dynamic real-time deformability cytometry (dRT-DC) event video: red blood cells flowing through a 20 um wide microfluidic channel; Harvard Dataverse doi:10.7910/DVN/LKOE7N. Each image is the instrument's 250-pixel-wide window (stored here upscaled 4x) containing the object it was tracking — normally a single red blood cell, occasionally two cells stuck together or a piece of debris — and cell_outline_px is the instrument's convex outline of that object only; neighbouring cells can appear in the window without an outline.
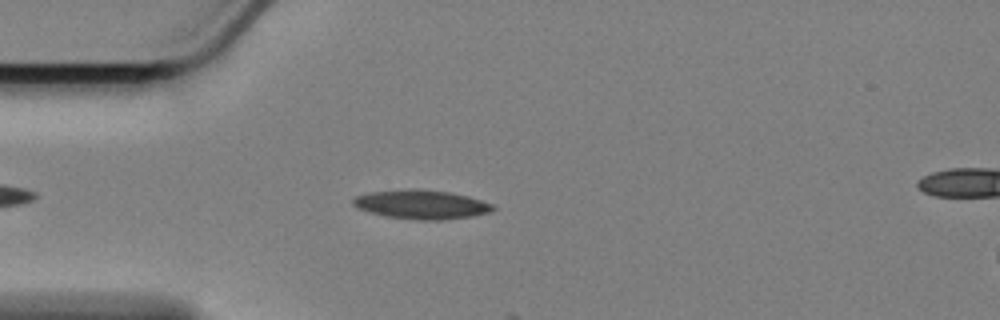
{"species": "Egyptian fruit bat (a non-hibernating species)", "species_latin": "Rousettus aegyptiacus", "temperature_condition": "cold", "stored_images_in_passage": 9, "camera_frame_rate_fps": 3000, "um_per_image_px": 0.085, "animal": {"sex": "female"}, "frame": {"image": 1, "passage_image": 7, "time_ms": 2.0, "image_size_px": [1000, 320], "cell_outline_px": [[496, 208], [488, 212], [472, 216], [440, 220], [420, 220], [388, 216], [372, 212], [360, 208], [352, 204], [352, 200], [356, 196], [368, 192], [408, 188], [420, 188], [452, 192], [468, 196], [492, 204]], "centroid_in_image_um": [35.83, 17.35], "position_along_channel_um": 49.2, "area_um2": 23.58}}